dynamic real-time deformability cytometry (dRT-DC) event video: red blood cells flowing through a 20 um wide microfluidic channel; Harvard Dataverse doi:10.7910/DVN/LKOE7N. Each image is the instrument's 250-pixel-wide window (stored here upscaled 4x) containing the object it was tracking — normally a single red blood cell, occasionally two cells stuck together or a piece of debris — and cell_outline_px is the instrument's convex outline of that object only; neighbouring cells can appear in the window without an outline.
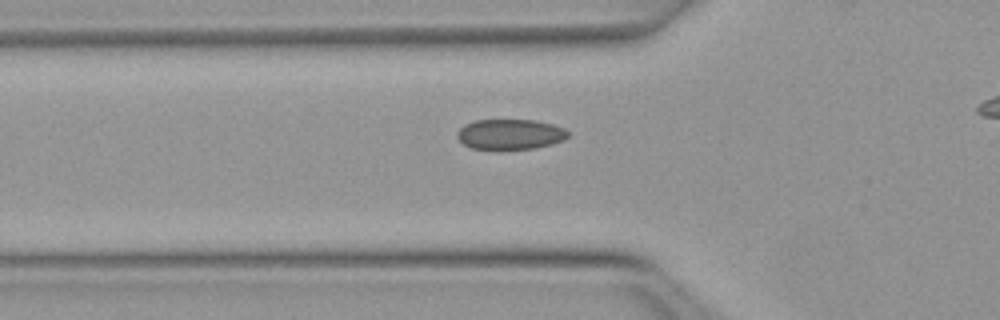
{"species": "Egyptian fruit bat (a non-hibernating species)", "species_latin": "Rousettus aegyptiacus", "temperature_condition": "warm", "stored_images_in_passage": 35, "camera_frame_rate_fps": 3000, "um_per_image_px": 0.085, "animal": {"sex": "female"}, "frame": {"image": 1, "passage_image": 8, "time_ms": 2.333, "image_size_px": [1000, 320], "cell_outline_px": [[568, 136], [564, 140], [552, 144], [536, 148], [500, 152], [496, 152], [472, 148], [464, 144], [456, 136], [456, 132], [464, 124], [476, 120], [536, 120], [552, 124], [564, 128], [568, 132]], "centroid_in_image_um": [43.34, 11.46], "position_along_channel_um": 82.5, "area_um2": 20.35}}
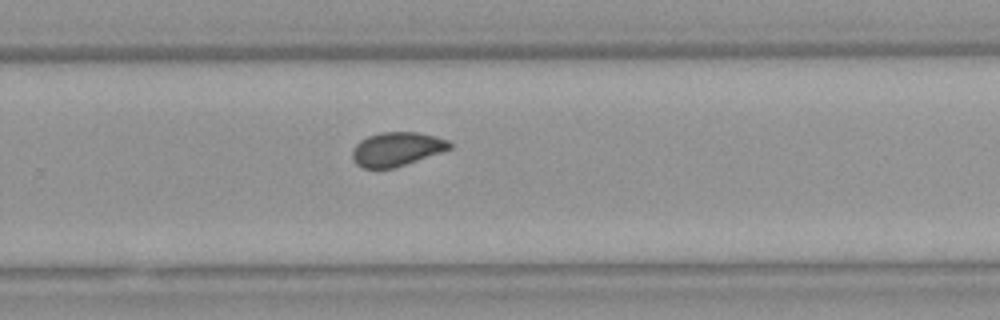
{"frame": {"image": 2, "passage_image": 24, "time_ms": 7.667, "image_size_px": [1000, 320], "cell_outline_px": [[452, 148], [396, 168], [364, 168], [356, 164], [352, 160], [352, 152], [356, 144], [360, 140], [368, 136], [380, 132], [420, 132], [448, 140], [452, 144]], "centroid_in_image_um": [33.71, 12.67], "position_along_channel_um": 296.1, "area_um2": 19.31}}
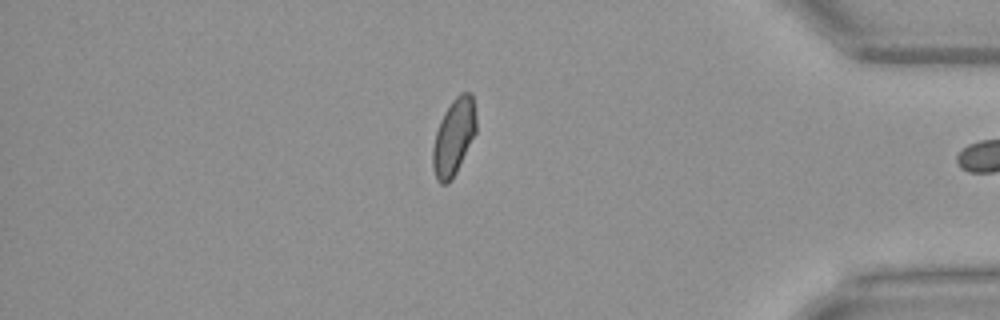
{"frame": {"image": 3, "passage_image": 34, "time_ms": 11.0, "image_size_px": [1000, 320], "cell_outline_px": [[476, 132], [452, 180], [448, 184], [440, 184], [436, 180], [432, 168], [432, 148], [436, 132], [440, 120], [444, 112], [452, 100], [460, 92], [472, 92], [476, 116]], "centroid_in_image_um": [38.56, 11.65], "position_along_channel_um": 396.6, "area_um2": 19.54}}